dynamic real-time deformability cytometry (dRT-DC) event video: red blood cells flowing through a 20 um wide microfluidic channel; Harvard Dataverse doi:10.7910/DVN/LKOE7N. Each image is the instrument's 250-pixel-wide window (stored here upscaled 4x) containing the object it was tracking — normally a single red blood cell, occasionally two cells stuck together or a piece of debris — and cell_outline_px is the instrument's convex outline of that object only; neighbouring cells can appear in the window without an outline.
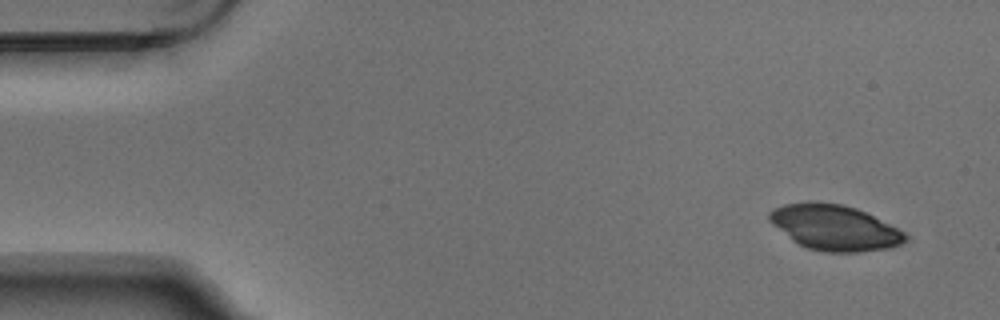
{"species": "Egyptian fruit bat (a non-hibernating species)", "species_latin": "Rousettus aegyptiacus", "temperature_condition": "warm", "stored_images_in_passage": 4, "camera_frame_rate_fps": 3000, "um_per_image_px": 0.085, "animal": {"sex": "male"}, "frame": {"image": 1, "passage_image": 1, "time_ms": 0.0, "image_size_px": [1000, 320], "cell_outline_px": [[908, 240], [900, 244], [884, 248], [860, 252], [824, 252], [808, 248], [792, 240], [772, 224], [768, 220], [768, 212], [772, 208], [784, 204], [812, 200], [840, 204], [856, 208], [904, 232], [908, 236]], "centroid_in_image_um": [70.88, 19.33], "position_along_channel_um": 14.1, "area_um2": 35.84}}